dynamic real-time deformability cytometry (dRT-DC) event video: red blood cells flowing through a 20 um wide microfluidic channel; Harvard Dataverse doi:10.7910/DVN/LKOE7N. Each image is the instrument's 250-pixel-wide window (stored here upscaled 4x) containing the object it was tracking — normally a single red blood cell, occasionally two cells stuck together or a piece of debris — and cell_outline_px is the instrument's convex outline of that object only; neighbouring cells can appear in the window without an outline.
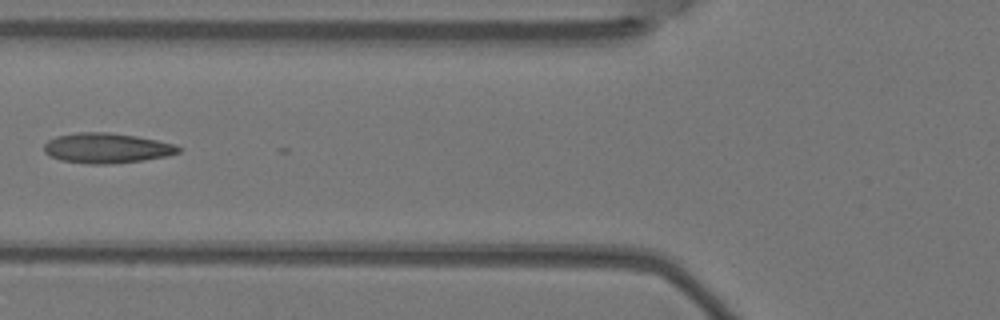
{"species": "Egyptian fruit bat (a non-hibernating species)", "species_latin": "Rousettus aegyptiacus", "temperature_condition": "warm", "stored_images_in_passage": 3, "camera_frame_rate_fps": 3000, "um_per_image_px": 0.085, "animal": {"sex": "female"}, "frame": {"image": 1, "passage_image": 2, "time_ms": 0.333, "image_size_px": [1000, 320], "cell_outline_px": [[180, 152], [168, 156], [144, 160], [112, 164], [88, 164], [60, 160], [48, 156], [44, 152], [44, 144], [48, 140], [56, 136], [76, 132], [108, 132], [136, 136], [156, 140], [172, 144], [180, 148]], "centroid_in_image_um": [9.02, 12.59], "position_along_channel_um": 116.8, "area_um2": 23.7}}
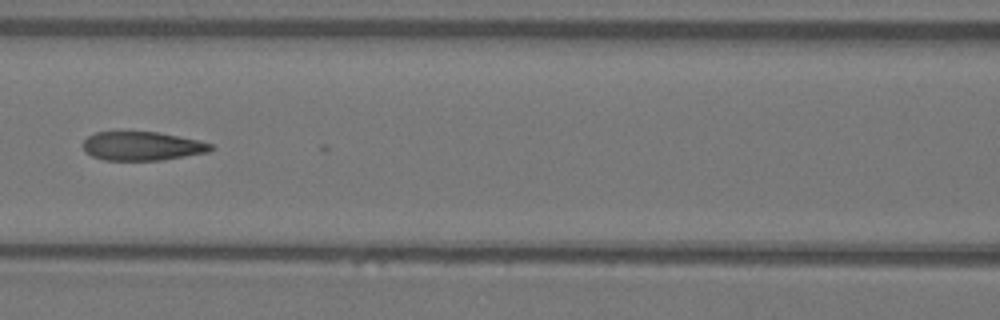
{"frame": {"image": 2, "passage_image": 3, "time_ms": 0.667, "image_size_px": [1000, 320], "cell_outline_px": [[212, 148], [208, 152], [160, 160], [104, 160], [92, 156], [84, 152], [84, 140], [88, 136], [96, 132], [156, 132], [200, 140], [212, 144]], "centroid_in_image_um": [12.06, 12.41], "position_along_channel_um": 154.5, "area_um2": 21.27}}